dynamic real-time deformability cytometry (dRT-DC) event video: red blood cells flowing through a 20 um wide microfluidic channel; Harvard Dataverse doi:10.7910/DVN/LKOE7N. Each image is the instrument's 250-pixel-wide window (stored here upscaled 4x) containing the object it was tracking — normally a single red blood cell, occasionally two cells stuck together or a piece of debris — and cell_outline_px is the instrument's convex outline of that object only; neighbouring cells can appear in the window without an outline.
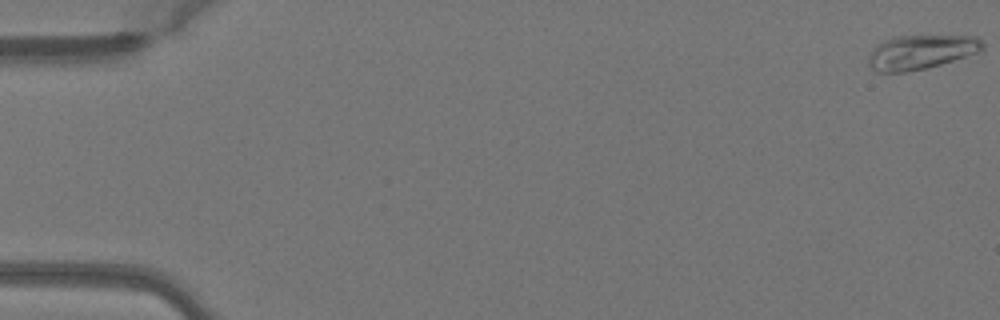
{"species": "Egyptian fruit bat (a non-hibernating species)", "species_latin": "Rousettus aegyptiacus", "temperature_condition": "warm", "stored_images_in_passage": 48, "camera_frame_rate_fps": 3000, "um_per_image_px": 0.085, "animal": {"sex": "female"}, "frame": {"image": 1, "passage_image": 1, "time_ms": 0.0, "image_size_px": [1000, 320], "cell_outline_px": [[984, 48], [976, 52], [928, 68], [904, 72], [872, 72], [868, 64], [868, 56], [876, 44], [892, 36], [980, 36], [984, 40]], "centroid_in_image_um": [78.23, 4.42], "position_along_channel_um": 6.8, "area_um2": 22.95}}
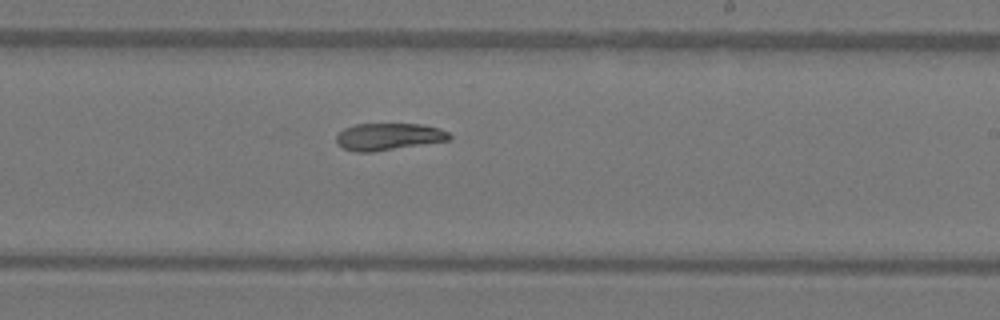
{"frame": {"image": 2, "passage_image": 31, "time_ms": 10.0, "image_size_px": [1000, 320], "cell_outline_px": [[452, 136], [448, 140], [372, 152], [356, 152], [344, 148], [336, 144], [336, 136], [344, 128], [356, 124], [420, 124], [440, 128], [448, 132]], "centroid_in_image_um": [33.0, 11.61], "position_along_channel_um": 256.0, "area_um2": 17.69}}
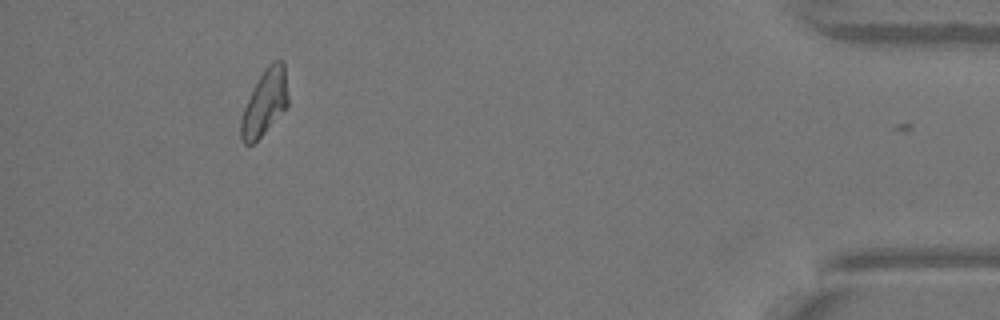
{"frame": {"image": 3, "passage_image": 47, "time_ms": 15.333, "image_size_px": [1000, 320], "cell_outline_px": [[288, 108], [252, 144], [244, 144], [240, 136], [240, 120], [244, 108], [264, 68], [272, 60], [284, 60], [288, 96]], "centroid_in_image_um": [22.53, 8.7], "position_along_channel_um": 412.7, "area_um2": 17.98}, "authors_computed_cell_mechanics": {"area_um2": 18.9295, "velocity_mm_per_s": 4.0727, "shape_relaxation_time_tau1_ms": 8.69, "shape_relaxation_time_tau2_ms": 5.9149, "deformation_change_tau1": 0.2282, "deformation_change_tau2": 0.1161}}